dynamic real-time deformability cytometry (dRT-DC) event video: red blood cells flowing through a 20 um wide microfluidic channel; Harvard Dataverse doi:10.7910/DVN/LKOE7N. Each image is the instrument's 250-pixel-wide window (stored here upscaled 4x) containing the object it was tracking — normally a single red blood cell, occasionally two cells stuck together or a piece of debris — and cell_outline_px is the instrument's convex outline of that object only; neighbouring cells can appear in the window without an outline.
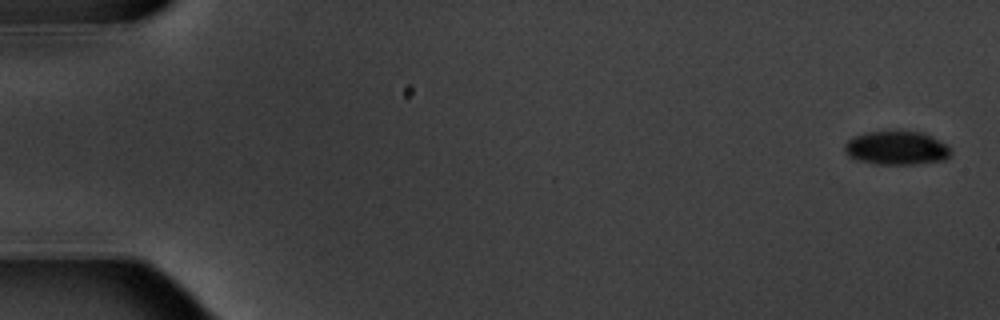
{"species": "common noctule bat (a hibernating species)", "species_latin": "Nyctalus noctula", "temperature_condition": "warm", "stored_images_in_passage": 6, "camera_frame_rate_fps": 3000, "um_per_image_px": 0.085, "animal": {"sex": "male", "body_mass_g": 20.1, "forearm_length_mm": 53.5}, "frame": {"image": 1, "passage_image": 1, "time_ms": 0.0, "image_size_px": [1000, 320], "cell_outline_px": [[952, 152], [944, 160], [912, 164], [876, 164], [860, 160], [848, 156], [844, 148], [844, 144], [848, 140], [856, 136], [868, 132], [924, 132], [948, 144], [952, 148]], "centroid_in_image_um": [76.26, 12.58], "position_along_channel_um": 8.7, "area_um2": 20.69}}
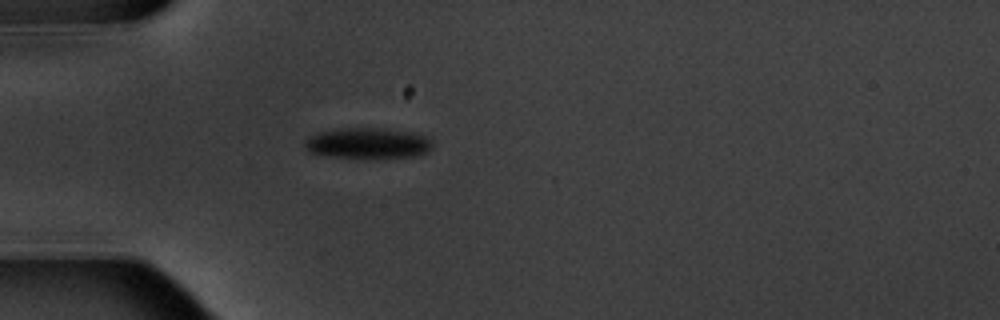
{"frame": {"image": 2, "passage_image": 5, "time_ms": 5.333, "image_size_px": [1000, 320], "cell_outline_px": [[432, 148], [416, 156], [372, 160], [360, 160], [324, 156], [308, 152], [304, 148], [304, 140], [308, 136], [320, 132], [340, 128], [380, 128], [416, 132], [432, 140]], "centroid_in_image_um": [31.22, 12.21], "position_along_channel_um": 53.8, "area_um2": 23.99}}